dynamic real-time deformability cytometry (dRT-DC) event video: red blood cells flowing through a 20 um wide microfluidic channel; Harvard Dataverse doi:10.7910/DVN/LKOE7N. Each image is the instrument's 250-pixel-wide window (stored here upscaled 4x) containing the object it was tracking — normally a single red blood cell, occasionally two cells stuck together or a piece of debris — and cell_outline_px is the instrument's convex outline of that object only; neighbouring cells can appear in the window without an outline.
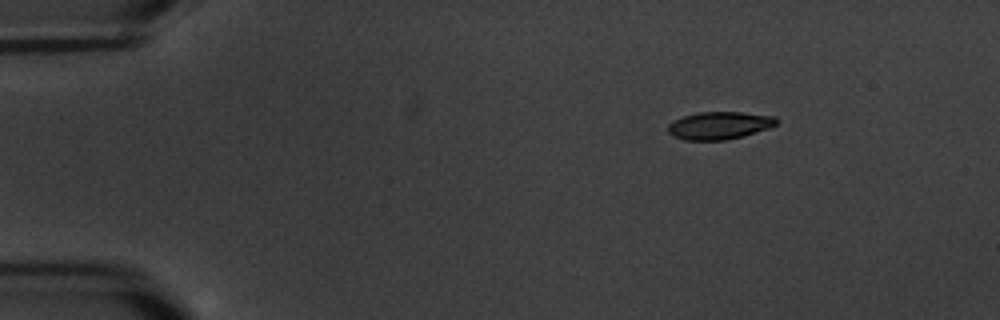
{"species": "common noctule bat (a hibernating species)", "species_latin": "Nyctalus noctula", "temperature_condition": "warm", "stored_images_in_passage": 3, "camera_frame_rate_fps": 3000, "um_per_image_px": 0.085, "animal": {"sex": "male", "body_mass_g": 20.1, "forearm_length_mm": 53.5}, "frame": {"image": 1, "passage_image": 1, "time_ms": 0.0, "image_size_px": [1000, 320], "cell_outline_px": [[780, 120], [776, 124], [768, 128], [744, 136], [728, 140], [684, 140], [672, 136], [668, 132], [668, 124], [684, 116], [700, 112], [740, 112], [776, 116]], "centroid_in_image_um": [61.17, 10.67], "position_along_channel_um": 23.8, "area_um2": 17.51}}